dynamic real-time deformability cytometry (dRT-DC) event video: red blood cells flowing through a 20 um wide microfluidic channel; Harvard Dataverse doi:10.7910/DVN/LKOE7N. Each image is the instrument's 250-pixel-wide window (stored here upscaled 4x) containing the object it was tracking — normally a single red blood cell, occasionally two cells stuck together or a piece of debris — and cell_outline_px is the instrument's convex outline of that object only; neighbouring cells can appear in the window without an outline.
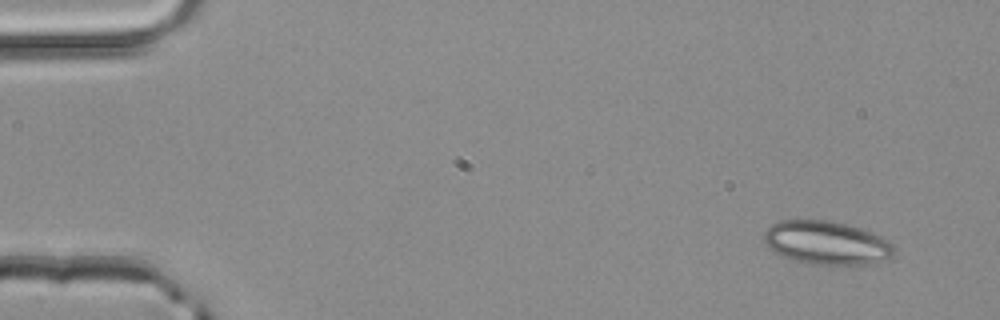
{"species": "common noctule bat (a hibernating species)", "species_latin": "Nyctalus noctula", "temperature_condition": "room temperature", "stored_images_in_passage": 3, "camera_frame_rate_fps": 3000, "um_per_image_px": 0.085, "animal": {"sex": "male", "body_mass_g": 20.4}, "frame": {"image": 1, "passage_image": 1, "time_ms": 0.0, "image_size_px": [1000, 320], "cell_outline_px": [[892, 252], [888, 256], [868, 264], [812, 264], [780, 256], [768, 248], [764, 240], [764, 232], [772, 224], [780, 220], [828, 220], [848, 224], [872, 232], [888, 240], [892, 244]], "centroid_in_image_um": [70.18, 20.61], "position_along_channel_um": 14.8, "area_um2": 32.54}}